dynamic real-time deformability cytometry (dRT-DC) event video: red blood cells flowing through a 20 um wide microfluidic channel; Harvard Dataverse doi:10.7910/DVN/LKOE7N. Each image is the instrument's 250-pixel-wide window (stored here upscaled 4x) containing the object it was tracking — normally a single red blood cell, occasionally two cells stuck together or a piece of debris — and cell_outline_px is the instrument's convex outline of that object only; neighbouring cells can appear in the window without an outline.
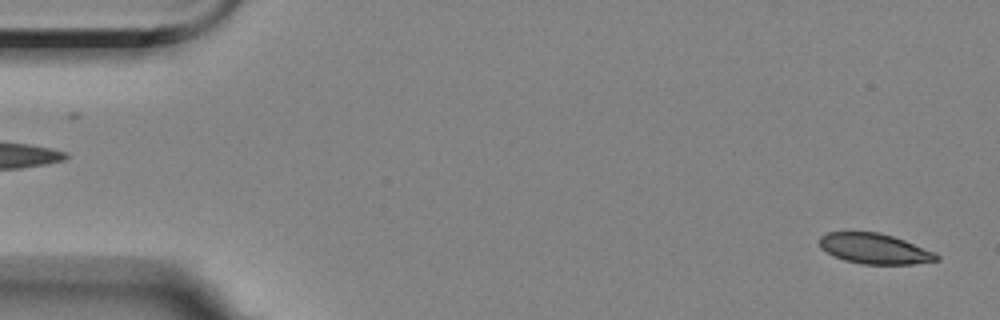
{"species": "Egyptian fruit bat (a non-hibernating species)", "species_latin": "Rousettus aegyptiacus", "temperature_condition": "room temperature", "stored_images_in_passage": 5, "segment_of_instrument_passage": [2, 2], "camera_frame_rate_fps": 3000, "um_per_image_px": 0.085, "animal": {"sex": "female"}, "frame": {"image": 1, "passage_image": 5, "time_ms": 6.0, "image_size_px": [1000, 320], "cell_outline_px": [[940, 260], [912, 264], [864, 264], [844, 260], [832, 256], [820, 248], [820, 236], [828, 232], [880, 232], [904, 240], [932, 252], [940, 256]], "centroid_in_image_um": [74.3, 21.14], "position_along_channel_um": 10.7, "area_um2": 20.58}}